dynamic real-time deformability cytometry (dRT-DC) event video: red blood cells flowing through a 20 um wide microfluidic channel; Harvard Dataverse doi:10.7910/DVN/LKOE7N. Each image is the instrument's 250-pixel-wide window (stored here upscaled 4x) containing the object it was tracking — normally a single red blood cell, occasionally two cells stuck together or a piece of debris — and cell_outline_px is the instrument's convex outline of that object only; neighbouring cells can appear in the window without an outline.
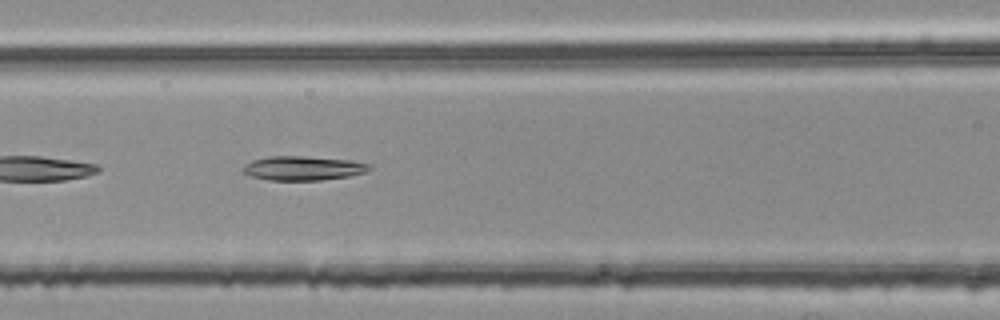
{"species": "common noctule bat (a hibernating species)", "species_latin": "Nyctalus noctula", "temperature_condition": "room temperature", "stored_images_in_passage": 33, "camera_frame_rate_fps": 3000, "um_per_image_px": 0.085, "animal": {"sex": "female", "body_mass_g": 25.1}, "frame": {"image": 1, "passage_image": 7, "time_ms": 2.0, "image_size_px": [1000, 320], "cell_outline_px": [[372, 168], [364, 172], [348, 176], [320, 180], [268, 180], [252, 176], [244, 172], [244, 168], [252, 160], [268, 156], [304, 156], [348, 160], [368, 164]], "centroid_in_image_um": [25.76, 14.29], "position_along_channel_um": 140.8, "area_um2": 17.46}}
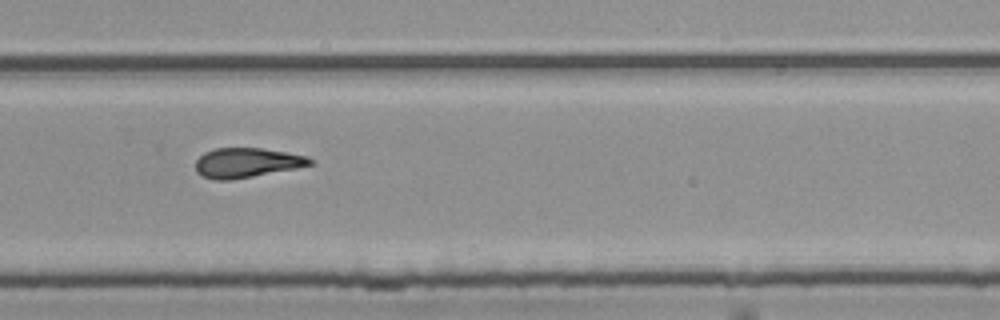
{"frame": {"image": 2, "passage_image": 20, "time_ms": 6.333, "image_size_px": [1000, 320], "cell_outline_px": [[312, 164], [296, 168], [232, 180], [212, 180], [200, 176], [196, 172], [196, 160], [204, 152], [216, 148], [260, 148], [308, 156], [312, 160]], "centroid_in_image_um": [20.92, 13.84], "position_along_channel_um": 308.9, "area_um2": 19.77}}
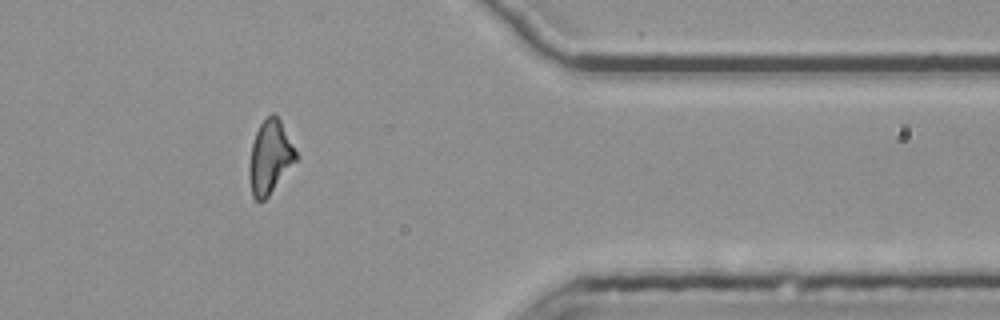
{"frame": {"image": 3, "passage_image": 28, "time_ms": 9.0, "image_size_px": [1000, 320], "cell_outline_px": [[296, 160], [268, 196], [264, 200], [256, 200], [252, 196], [248, 176], [248, 168], [252, 144], [256, 132], [260, 124], [272, 112], [276, 112], [296, 152]], "centroid_in_image_um": [22.91, 13.35], "position_along_channel_um": 388.5, "area_um2": 19.65}}